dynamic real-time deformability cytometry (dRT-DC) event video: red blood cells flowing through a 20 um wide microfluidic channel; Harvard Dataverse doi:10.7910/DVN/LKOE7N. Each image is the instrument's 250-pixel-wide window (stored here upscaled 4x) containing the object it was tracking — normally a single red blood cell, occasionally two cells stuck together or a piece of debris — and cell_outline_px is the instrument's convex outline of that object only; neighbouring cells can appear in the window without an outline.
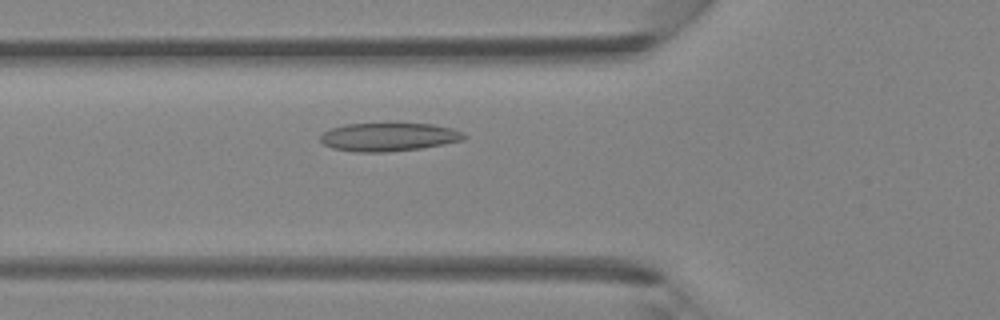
{"species": "Egyptian fruit bat (a non-hibernating species)", "species_latin": "Rousettus aegyptiacus", "temperature_condition": "room temperature", "stored_images_in_passage": 41, "camera_frame_rate_fps": 3000, "um_per_image_px": 0.085, "animal": {"sex": "female"}, "frame": {"image": 1, "passage_image": 13, "time_ms": 4.0, "image_size_px": [1000, 320], "cell_outline_px": [[468, 136], [464, 140], [444, 144], [420, 148], [388, 152], [356, 152], [332, 148], [324, 144], [320, 140], [320, 136], [324, 132], [332, 128], [344, 124], [432, 124], [452, 128], [464, 132]], "centroid_in_image_um": [33.07, 11.65], "position_along_channel_um": 92.7, "area_um2": 23.7}}
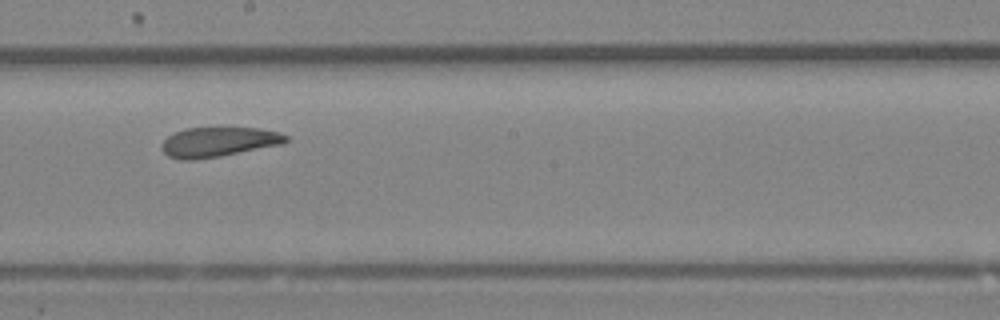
{"frame": {"image": 2, "passage_image": 22, "time_ms": 7.0, "image_size_px": [1000, 320], "cell_outline_px": [[288, 140], [284, 144], [220, 156], [192, 160], [180, 160], [168, 156], [160, 148], [160, 144], [172, 132], [184, 128], [260, 128], [280, 132], [288, 136]], "centroid_in_image_um": [18.55, 12.06], "position_along_channel_um": 229.6, "area_um2": 21.73}}
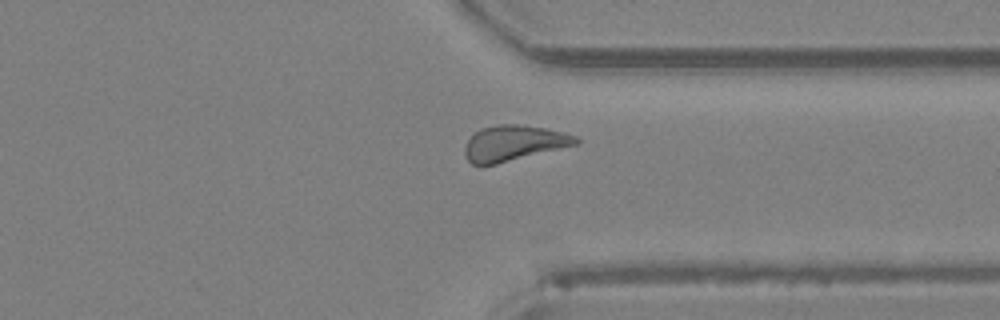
{"frame": {"image": 3, "passage_image": 31, "time_ms": 10.0, "image_size_px": [1000, 320], "cell_outline_px": [[580, 140], [576, 144], [496, 164], [472, 164], [468, 160], [464, 152], [464, 148], [468, 140], [480, 128], [500, 124], [520, 124], [544, 128], [576, 136]], "centroid_in_image_um": [43.63, 12.15], "position_along_channel_um": 367.8, "area_um2": 22.48}}